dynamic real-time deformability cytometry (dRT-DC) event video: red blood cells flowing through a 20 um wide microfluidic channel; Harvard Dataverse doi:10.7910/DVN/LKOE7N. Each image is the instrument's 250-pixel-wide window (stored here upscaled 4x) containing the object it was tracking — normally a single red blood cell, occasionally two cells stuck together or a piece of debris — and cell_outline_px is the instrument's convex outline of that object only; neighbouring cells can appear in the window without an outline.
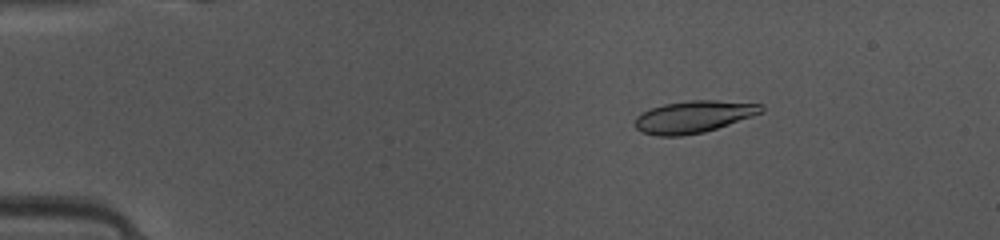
{"species": "common noctule bat (a hibernating species)", "species_latin": "Nyctalus noctula", "temperature_condition": "warm", "stored_images_in_passage": 45, "camera_frame_rate_fps": 3000, "um_per_image_px": 0.085, "animal": {"sex": "female", "body_mass_g": 10.0, "forearm_length_mm": 53.1}, "frame": {"image": 1, "passage_image": 5, "time_ms": 1.333, "image_size_px": [1000, 240], "cell_outline_px": [[764, 112], [704, 132], [680, 136], [656, 136], [644, 132], [636, 128], [636, 116], [640, 112], [664, 104], [692, 100], [716, 100], [764, 104]], "centroid_in_image_um": [58.97, 9.92], "position_along_channel_um": 26.0, "area_um2": 23.47}}
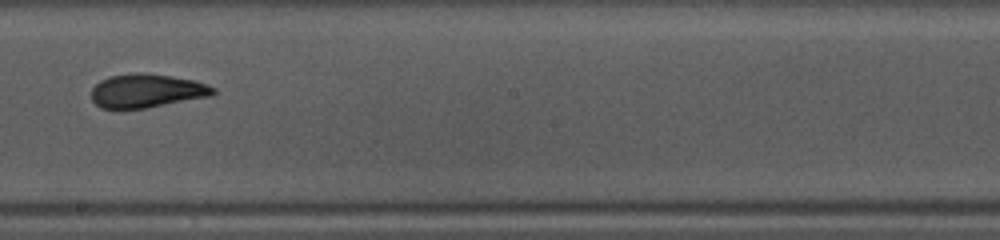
{"frame": {"image": 2, "passage_image": 25, "time_ms": 8.0, "image_size_px": [1000, 240], "cell_outline_px": [[216, 92], [212, 96], [144, 108], [100, 108], [92, 100], [92, 88], [100, 80], [108, 76], [136, 72], [144, 72], [172, 76], [196, 80], [208, 84], [216, 88]], "centroid_in_image_um": [12.5, 7.7], "position_along_channel_um": 235.7, "area_um2": 24.1}}
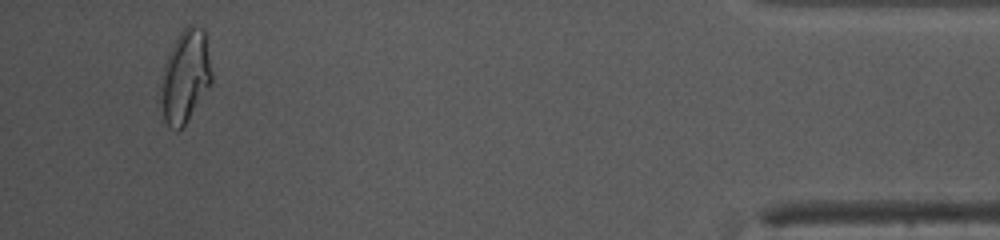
{"frame": {"image": 3, "passage_image": 43, "time_ms": 14.0, "image_size_px": [1000, 240], "cell_outline_px": [[212, 80], [188, 120], [176, 132], [168, 128], [164, 120], [160, 96], [160, 80], [164, 64], [168, 52], [180, 32], [188, 24], [192, 24], [204, 28], [212, 72]], "centroid_in_image_um": [15.72, 6.49], "position_along_channel_um": 419.5, "area_um2": 27.63}, "authors_computed_cell_mechanics": {"area_um2": 23.698, "velocity_mm_per_s": 4.1325, "shape_relaxation_time_tau1_ms": 4.5217, "shape_relaxation_time_tau2_ms": 1.9097, "deformation_change_tau1": 0.1525, "deformation_change_tau2": 0.0704}}